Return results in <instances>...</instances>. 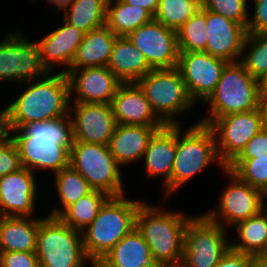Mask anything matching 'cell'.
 Masks as SVG:
<instances>
[{
  "mask_svg": "<svg viewBox=\"0 0 267 267\" xmlns=\"http://www.w3.org/2000/svg\"><path fill=\"white\" fill-rule=\"evenodd\" d=\"M11 131L22 166L32 173L34 169L54 173L69 167L70 149L74 143L73 124L69 116L47 121H35ZM34 167V168H33Z\"/></svg>",
  "mask_w": 267,
  "mask_h": 267,
  "instance_id": "cell-1",
  "label": "cell"
},
{
  "mask_svg": "<svg viewBox=\"0 0 267 267\" xmlns=\"http://www.w3.org/2000/svg\"><path fill=\"white\" fill-rule=\"evenodd\" d=\"M37 80L0 112V130L4 133L19 129L26 123L70 115L67 75L59 72L51 76L48 72L43 79Z\"/></svg>",
  "mask_w": 267,
  "mask_h": 267,
  "instance_id": "cell-2",
  "label": "cell"
},
{
  "mask_svg": "<svg viewBox=\"0 0 267 267\" xmlns=\"http://www.w3.org/2000/svg\"><path fill=\"white\" fill-rule=\"evenodd\" d=\"M143 202L124 195L110 196L91 224L82 231L84 249L90 261L101 260L136 227V215Z\"/></svg>",
  "mask_w": 267,
  "mask_h": 267,
  "instance_id": "cell-3",
  "label": "cell"
},
{
  "mask_svg": "<svg viewBox=\"0 0 267 267\" xmlns=\"http://www.w3.org/2000/svg\"><path fill=\"white\" fill-rule=\"evenodd\" d=\"M191 218L143 202L136 215V229L159 264H176L183 260L184 232Z\"/></svg>",
  "mask_w": 267,
  "mask_h": 267,
  "instance_id": "cell-4",
  "label": "cell"
},
{
  "mask_svg": "<svg viewBox=\"0 0 267 267\" xmlns=\"http://www.w3.org/2000/svg\"><path fill=\"white\" fill-rule=\"evenodd\" d=\"M260 96V81L240 61L228 62L214 92L204 102L209 105L212 117L208 115L198 122L209 125L215 118L259 109Z\"/></svg>",
  "mask_w": 267,
  "mask_h": 267,
  "instance_id": "cell-5",
  "label": "cell"
},
{
  "mask_svg": "<svg viewBox=\"0 0 267 267\" xmlns=\"http://www.w3.org/2000/svg\"><path fill=\"white\" fill-rule=\"evenodd\" d=\"M81 236V231L69 227L59 217L38 219L35 253L39 267H85L89 258Z\"/></svg>",
  "mask_w": 267,
  "mask_h": 267,
  "instance_id": "cell-6",
  "label": "cell"
},
{
  "mask_svg": "<svg viewBox=\"0 0 267 267\" xmlns=\"http://www.w3.org/2000/svg\"><path fill=\"white\" fill-rule=\"evenodd\" d=\"M180 129V125H176V154L171 175V194L212 160H218L223 170L226 168L219 161L215 136L208 125L198 122L183 135L180 134Z\"/></svg>",
  "mask_w": 267,
  "mask_h": 267,
  "instance_id": "cell-7",
  "label": "cell"
},
{
  "mask_svg": "<svg viewBox=\"0 0 267 267\" xmlns=\"http://www.w3.org/2000/svg\"><path fill=\"white\" fill-rule=\"evenodd\" d=\"M69 166L79 172L94 190L109 196L125 195L120 165L109 145L74 142L70 149Z\"/></svg>",
  "mask_w": 267,
  "mask_h": 267,
  "instance_id": "cell-8",
  "label": "cell"
},
{
  "mask_svg": "<svg viewBox=\"0 0 267 267\" xmlns=\"http://www.w3.org/2000/svg\"><path fill=\"white\" fill-rule=\"evenodd\" d=\"M136 83L143 90L154 112L166 125H179L172 117L195 104L177 68L151 70Z\"/></svg>",
  "mask_w": 267,
  "mask_h": 267,
  "instance_id": "cell-9",
  "label": "cell"
},
{
  "mask_svg": "<svg viewBox=\"0 0 267 267\" xmlns=\"http://www.w3.org/2000/svg\"><path fill=\"white\" fill-rule=\"evenodd\" d=\"M225 228L203 214L192 217L185 228L182 262L186 267H215L230 249Z\"/></svg>",
  "mask_w": 267,
  "mask_h": 267,
  "instance_id": "cell-10",
  "label": "cell"
},
{
  "mask_svg": "<svg viewBox=\"0 0 267 267\" xmlns=\"http://www.w3.org/2000/svg\"><path fill=\"white\" fill-rule=\"evenodd\" d=\"M208 126L215 136L219 161L227 167L263 128V115L260 108L231 113L215 118Z\"/></svg>",
  "mask_w": 267,
  "mask_h": 267,
  "instance_id": "cell-11",
  "label": "cell"
},
{
  "mask_svg": "<svg viewBox=\"0 0 267 267\" xmlns=\"http://www.w3.org/2000/svg\"><path fill=\"white\" fill-rule=\"evenodd\" d=\"M47 73L41 62L37 42L26 40L18 31L8 32L0 42V80L29 83L31 79Z\"/></svg>",
  "mask_w": 267,
  "mask_h": 267,
  "instance_id": "cell-12",
  "label": "cell"
},
{
  "mask_svg": "<svg viewBox=\"0 0 267 267\" xmlns=\"http://www.w3.org/2000/svg\"><path fill=\"white\" fill-rule=\"evenodd\" d=\"M127 39L142 52L153 70L177 68L179 49L176 31L153 19L130 33Z\"/></svg>",
  "mask_w": 267,
  "mask_h": 267,
  "instance_id": "cell-13",
  "label": "cell"
},
{
  "mask_svg": "<svg viewBox=\"0 0 267 267\" xmlns=\"http://www.w3.org/2000/svg\"><path fill=\"white\" fill-rule=\"evenodd\" d=\"M224 171L232 182L222 192L218 212L211 210L206 212L204 216L222 227L224 223L226 226H235L261 211L263 193L248 183L239 180L228 169L225 168ZM221 219L222 221H220Z\"/></svg>",
  "mask_w": 267,
  "mask_h": 267,
  "instance_id": "cell-14",
  "label": "cell"
},
{
  "mask_svg": "<svg viewBox=\"0 0 267 267\" xmlns=\"http://www.w3.org/2000/svg\"><path fill=\"white\" fill-rule=\"evenodd\" d=\"M227 63L206 52H179L177 69L195 103L205 102L214 92Z\"/></svg>",
  "mask_w": 267,
  "mask_h": 267,
  "instance_id": "cell-15",
  "label": "cell"
},
{
  "mask_svg": "<svg viewBox=\"0 0 267 267\" xmlns=\"http://www.w3.org/2000/svg\"><path fill=\"white\" fill-rule=\"evenodd\" d=\"M75 112L70 116L73 124L74 142L109 145L116 121L111 104L74 103ZM73 117V118H72Z\"/></svg>",
  "mask_w": 267,
  "mask_h": 267,
  "instance_id": "cell-16",
  "label": "cell"
},
{
  "mask_svg": "<svg viewBox=\"0 0 267 267\" xmlns=\"http://www.w3.org/2000/svg\"><path fill=\"white\" fill-rule=\"evenodd\" d=\"M74 103L111 104L121 81L107 67H88L67 74Z\"/></svg>",
  "mask_w": 267,
  "mask_h": 267,
  "instance_id": "cell-17",
  "label": "cell"
},
{
  "mask_svg": "<svg viewBox=\"0 0 267 267\" xmlns=\"http://www.w3.org/2000/svg\"><path fill=\"white\" fill-rule=\"evenodd\" d=\"M27 168L0 178V216L30 217L35 210L36 180Z\"/></svg>",
  "mask_w": 267,
  "mask_h": 267,
  "instance_id": "cell-18",
  "label": "cell"
},
{
  "mask_svg": "<svg viewBox=\"0 0 267 267\" xmlns=\"http://www.w3.org/2000/svg\"><path fill=\"white\" fill-rule=\"evenodd\" d=\"M206 22V53L227 62H236V59L243 54V46L247 36L246 28L231 19L208 10H206Z\"/></svg>",
  "mask_w": 267,
  "mask_h": 267,
  "instance_id": "cell-19",
  "label": "cell"
},
{
  "mask_svg": "<svg viewBox=\"0 0 267 267\" xmlns=\"http://www.w3.org/2000/svg\"><path fill=\"white\" fill-rule=\"evenodd\" d=\"M116 124L165 127L137 83H122L111 102Z\"/></svg>",
  "mask_w": 267,
  "mask_h": 267,
  "instance_id": "cell-20",
  "label": "cell"
},
{
  "mask_svg": "<svg viewBox=\"0 0 267 267\" xmlns=\"http://www.w3.org/2000/svg\"><path fill=\"white\" fill-rule=\"evenodd\" d=\"M239 180L267 192V129L262 128L226 167Z\"/></svg>",
  "mask_w": 267,
  "mask_h": 267,
  "instance_id": "cell-21",
  "label": "cell"
},
{
  "mask_svg": "<svg viewBox=\"0 0 267 267\" xmlns=\"http://www.w3.org/2000/svg\"><path fill=\"white\" fill-rule=\"evenodd\" d=\"M60 28L50 32L41 41L37 42L43 67L50 73L56 64L67 65L68 68L74 59L77 49L84 39L85 32L64 20Z\"/></svg>",
  "mask_w": 267,
  "mask_h": 267,
  "instance_id": "cell-22",
  "label": "cell"
},
{
  "mask_svg": "<svg viewBox=\"0 0 267 267\" xmlns=\"http://www.w3.org/2000/svg\"><path fill=\"white\" fill-rule=\"evenodd\" d=\"M176 154V125H166L150 139L144 153L148 177L163 175L165 198L171 194V175Z\"/></svg>",
  "mask_w": 267,
  "mask_h": 267,
  "instance_id": "cell-23",
  "label": "cell"
},
{
  "mask_svg": "<svg viewBox=\"0 0 267 267\" xmlns=\"http://www.w3.org/2000/svg\"><path fill=\"white\" fill-rule=\"evenodd\" d=\"M164 127L117 124L109 147L119 165L143 158L150 139Z\"/></svg>",
  "mask_w": 267,
  "mask_h": 267,
  "instance_id": "cell-24",
  "label": "cell"
},
{
  "mask_svg": "<svg viewBox=\"0 0 267 267\" xmlns=\"http://www.w3.org/2000/svg\"><path fill=\"white\" fill-rule=\"evenodd\" d=\"M107 267H158L150 248L136 227L101 259Z\"/></svg>",
  "mask_w": 267,
  "mask_h": 267,
  "instance_id": "cell-25",
  "label": "cell"
},
{
  "mask_svg": "<svg viewBox=\"0 0 267 267\" xmlns=\"http://www.w3.org/2000/svg\"><path fill=\"white\" fill-rule=\"evenodd\" d=\"M107 68L121 83H136L153 70L142 52L127 37H117Z\"/></svg>",
  "mask_w": 267,
  "mask_h": 267,
  "instance_id": "cell-26",
  "label": "cell"
},
{
  "mask_svg": "<svg viewBox=\"0 0 267 267\" xmlns=\"http://www.w3.org/2000/svg\"><path fill=\"white\" fill-rule=\"evenodd\" d=\"M117 37L106 25L85 33L70 68L65 74L67 75L74 69H82V67H107Z\"/></svg>",
  "mask_w": 267,
  "mask_h": 267,
  "instance_id": "cell-27",
  "label": "cell"
},
{
  "mask_svg": "<svg viewBox=\"0 0 267 267\" xmlns=\"http://www.w3.org/2000/svg\"><path fill=\"white\" fill-rule=\"evenodd\" d=\"M38 219L0 216V253L36 252Z\"/></svg>",
  "mask_w": 267,
  "mask_h": 267,
  "instance_id": "cell-28",
  "label": "cell"
},
{
  "mask_svg": "<svg viewBox=\"0 0 267 267\" xmlns=\"http://www.w3.org/2000/svg\"><path fill=\"white\" fill-rule=\"evenodd\" d=\"M107 1L106 26L118 37H127L140 26L151 22L154 18L141 7L126 4L122 0Z\"/></svg>",
  "mask_w": 267,
  "mask_h": 267,
  "instance_id": "cell-29",
  "label": "cell"
},
{
  "mask_svg": "<svg viewBox=\"0 0 267 267\" xmlns=\"http://www.w3.org/2000/svg\"><path fill=\"white\" fill-rule=\"evenodd\" d=\"M108 0H74L65 11L64 21L85 33L105 26Z\"/></svg>",
  "mask_w": 267,
  "mask_h": 267,
  "instance_id": "cell-30",
  "label": "cell"
},
{
  "mask_svg": "<svg viewBox=\"0 0 267 267\" xmlns=\"http://www.w3.org/2000/svg\"><path fill=\"white\" fill-rule=\"evenodd\" d=\"M240 238L237 243H230V248L252 256L254 259L262 252L267 241V217L258 214L235 225ZM239 242V243H238Z\"/></svg>",
  "mask_w": 267,
  "mask_h": 267,
  "instance_id": "cell-31",
  "label": "cell"
},
{
  "mask_svg": "<svg viewBox=\"0 0 267 267\" xmlns=\"http://www.w3.org/2000/svg\"><path fill=\"white\" fill-rule=\"evenodd\" d=\"M109 197L103 191L93 190L70 205L59 218L69 227L82 232L98 215L100 208Z\"/></svg>",
  "mask_w": 267,
  "mask_h": 267,
  "instance_id": "cell-32",
  "label": "cell"
},
{
  "mask_svg": "<svg viewBox=\"0 0 267 267\" xmlns=\"http://www.w3.org/2000/svg\"><path fill=\"white\" fill-rule=\"evenodd\" d=\"M55 181L63 209L52 210L49 216L53 217H59L70 205L94 190L87 180L70 166L55 173Z\"/></svg>",
  "mask_w": 267,
  "mask_h": 267,
  "instance_id": "cell-33",
  "label": "cell"
},
{
  "mask_svg": "<svg viewBox=\"0 0 267 267\" xmlns=\"http://www.w3.org/2000/svg\"><path fill=\"white\" fill-rule=\"evenodd\" d=\"M200 8L201 0H159L153 18L177 32Z\"/></svg>",
  "mask_w": 267,
  "mask_h": 267,
  "instance_id": "cell-34",
  "label": "cell"
},
{
  "mask_svg": "<svg viewBox=\"0 0 267 267\" xmlns=\"http://www.w3.org/2000/svg\"><path fill=\"white\" fill-rule=\"evenodd\" d=\"M179 52H206V10L200 8L178 31Z\"/></svg>",
  "mask_w": 267,
  "mask_h": 267,
  "instance_id": "cell-35",
  "label": "cell"
},
{
  "mask_svg": "<svg viewBox=\"0 0 267 267\" xmlns=\"http://www.w3.org/2000/svg\"><path fill=\"white\" fill-rule=\"evenodd\" d=\"M246 47L249 51L240 62L253 78L261 82L267 75V33L247 34L243 52Z\"/></svg>",
  "mask_w": 267,
  "mask_h": 267,
  "instance_id": "cell-36",
  "label": "cell"
},
{
  "mask_svg": "<svg viewBox=\"0 0 267 267\" xmlns=\"http://www.w3.org/2000/svg\"><path fill=\"white\" fill-rule=\"evenodd\" d=\"M247 0H201V8L231 19L246 28L249 12Z\"/></svg>",
  "mask_w": 267,
  "mask_h": 267,
  "instance_id": "cell-37",
  "label": "cell"
},
{
  "mask_svg": "<svg viewBox=\"0 0 267 267\" xmlns=\"http://www.w3.org/2000/svg\"><path fill=\"white\" fill-rule=\"evenodd\" d=\"M20 155L10 135L0 130V178L22 169Z\"/></svg>",
  "mask_w": 267,
  "mask_h": 267,
  "instance_id": "cell-38",
  "label": "cell"
},
{
  "mask_svg": "<svg viewBox=\"0 0 267 267\" xmlns=\"http://www.w3.org/2000/svg\"><path fill=\"white\" fill-rule=\"evenodd\" d=\"M0 267H39V261L35 252H3Z\"/></svg>",
  "mask_w": 267,
  "mask_h": 267,
  "instance_id": "cell-39",
  "label": "cell"
},
{
  "mask_svg": "<svg viewBox=\"0 0 267 267\" xmlns=\"http://www.w3.org/2000/svg\"><path fill=\"white\" fill-rule=\"evenodd\" d=\"M254 15L248 19L247 34L267 33V0H253Z\"/></svg>",
  "mask_w": 267,
  "mask_h": 267,
  "instance_id": "cell-40",
  "label": "cell"
},
{
  "mask_svg": "<svg viewBox=\"0 0 267 267\" xmlns=\"http://www.w3.org/2000/svg\"><path fill=\"white\" fill-rule=\"evenodd\" d=\"M253 260L252 256L230 248L215 267H248Z\"/></svg>",
  "mask_w": 267,
  "mask_h": 267,
  "instance_id": "cell-41",
  "label": "cell"
},
{
  "mask_svg": "<svg viewBox=\"0 0 267 267\" xmlns=\"http://www.w3.org/2000/svg\"><path fill=\"white\" fill-rule=\"evenodd\" d=\"M126 4L134 5L136 7H141L147 10L152 16H154L159 0H122Z\"/></svg>",
  "mask_w": 267,
  "mask_h": 267,
  "instance_id": "cell-42",
  "label": "cell"
},
{
  "mask_svg": "<svg viewBox=\"0 0 267 267\" xmlns=\"http://www.w3.org/2000/svg\"><path fill=\"white\" fill-rule=\"evenodd\" d=\"M260 109L263 115V128L267 129V92H261Z\"/></svg>",
  "mask_w": 267,
  "mask_h": 267,
  "instance_id": "cell-43",
  "label": "cell"
},
{
  "mask_svg": "<svg viewBox=\"0 0 267 267\" xmlns=\"http://www.w3.org/2000/svg\"><path fill=\"white\" fill-rule=\"evenodd\" d=\"M47 1L57 5L60 10L68 7L74 0H47Z\"/></svg>",
  "mask_w": 267,
  "mask_h": 267,
  "instance_id": "cell-44",
  "label": "cell"
},
{
  "mask_svg": "<svg viewBox=\"0 0 267 267\" xmlns=\"http://www.w3.org/2000/svg\"><path fill=\"white\" fill-rule=\"evenodd\" d=\"M255 260L267 264V241L262 252L255 258Z\"/></svg>",
  "mask_w": 267,
  "mask_h": 267,
  "instance_id": "cell-45",
  "label": "cell"
},
{
  "mask_svg": "<svg viewBox=\"0 0 267 267\" xmlns=\"http://www.w3.org/2000/svg\"><path fill=\"white\" fill-rule=\"evenodd\" d=\"M158 267H186L183 262H179L176 264H159Z\"/></svg>",
  "mask_w": 267,
  "mask_h": 267,
  "instance_id": "cell-46",
  "label": "cell"
},
{
  "mask_svg": "<svg viewBox=\"0 0 267 267\" xmlns=\"http://www.w3.org/2000/svg\"><path fill=\"white\" fill-rule=\"evenodd\" d=\"M267 197V192H265V193H263V195H262V208H261V211L266 215V217H267V204L265 205V198ZM266 206V207H265Z\"/></svg>",
  "mask_w": 267,
  "mask_h": 267,
  "instance_id": "cell-47",
  "label": "cell"
},
{
  "mask_svg": "<svg viewBox=\"0 0 267 267\" xmlns=\"http://www.w3.org/2000/svg\"><path fill=\"white\" fill-rule=\"evenodd\" d=\"M248 267H267V264L258 262L254 259Z\"/></svg>",
  "mask_w": 267,
  "mask_h": 267,
  "instance_id": "cell-48",
  "label": "cell"
},
{
  "mask_svg": "<svg viewBox=\"0 0 267 267\" xmlns=\"http://www.w3.org/2000/svg\"><path fill=\"white\" fill-rule=\"evenodd\" d=\"M260 85H261V92H267V75L260 82Z\"/></svg>",
  "mask_w": 267,
  "mask_h": 267,
  "instance_id": "cell-49",
  "label": "cell"
},
{
  "mask_svg": "<svg viewBox=\"0 0 267 267\" xmlns=\"http://www.w3.org/2000/svg\"><path fill=\"white\" fill-rule=\"evenodd\" d=\"M92 267H107L101 260H93L91 261Z\"/></svg>",
  "mask_w": 267,
  "mask_h": 267,
  "instance_id": "cell-50",
  "label": "cell"
}]
</instances>
